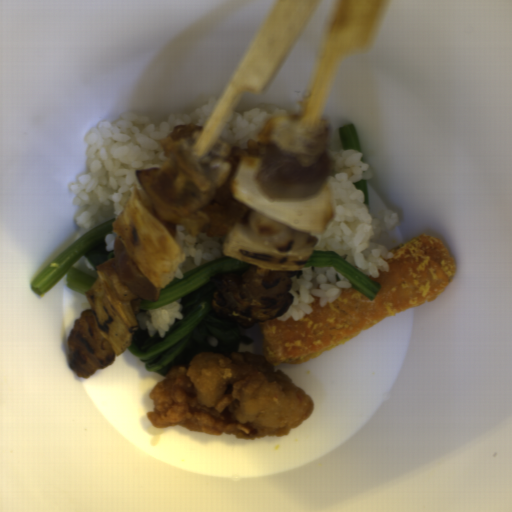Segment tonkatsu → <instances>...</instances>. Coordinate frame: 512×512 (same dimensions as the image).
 Here are the masks:
<instances>
[{"label":"tonkatsu","instance_id":"1","mask_svg":"<svg viewBox=\"0 0 512 512\" xmlns=\"http://www.w3.org/2000/svg\"><path fill=\"white\" fill-rule=\"evenodd\" d=\"M388 252V271L369 276L380 288L369 298L353 288H341L336 300L321 306L313 296L310 314L303 319L272 318L257 322L261 355L274 367L299 364L353 340L388 316L437 299L454 278L457 268L447 246L422 234Z\"/></svg>","mask_w":512,"mask_h":512}]
</instances>
